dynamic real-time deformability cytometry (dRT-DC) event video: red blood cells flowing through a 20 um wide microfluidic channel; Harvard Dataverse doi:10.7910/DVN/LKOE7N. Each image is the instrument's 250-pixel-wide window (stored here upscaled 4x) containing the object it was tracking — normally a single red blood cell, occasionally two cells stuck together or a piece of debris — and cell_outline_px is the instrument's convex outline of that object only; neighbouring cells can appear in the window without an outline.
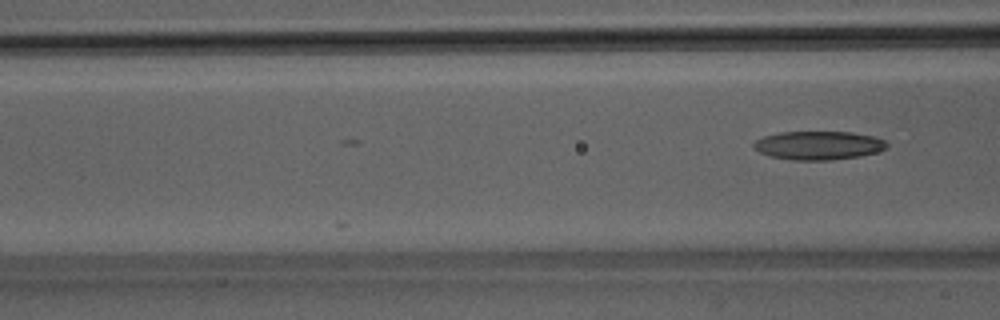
{"species": "Egyptian fruit bat (a non-hibernating species)", "species_latin": "Rousettus aegyptiacus", "temperature_condition": "room temperature", "stored_images_in_passage": 19, "camera_frame_rate_fps": 3000, "um_per_image_px": 0.085, "animal": {"sex": "male"}, "frame": {"image": 1, "passage_image": 19, "time_ms": 6.0, "image_size_px": [1000, 320], "cell_outline_px": [[888, 144], [884, 148], [876, 152], [860, 156], [832, 160], [792, 160], [768, 156], [752, 148], [752, 144], [756, 140], [764, 136], [780, 132], [852, 132], [872, 136], [884, 140]], "centroid_in_image_um": [69.52, 12.36], "position_along_channel_um": 97.1, "area_um2": 22.2}}